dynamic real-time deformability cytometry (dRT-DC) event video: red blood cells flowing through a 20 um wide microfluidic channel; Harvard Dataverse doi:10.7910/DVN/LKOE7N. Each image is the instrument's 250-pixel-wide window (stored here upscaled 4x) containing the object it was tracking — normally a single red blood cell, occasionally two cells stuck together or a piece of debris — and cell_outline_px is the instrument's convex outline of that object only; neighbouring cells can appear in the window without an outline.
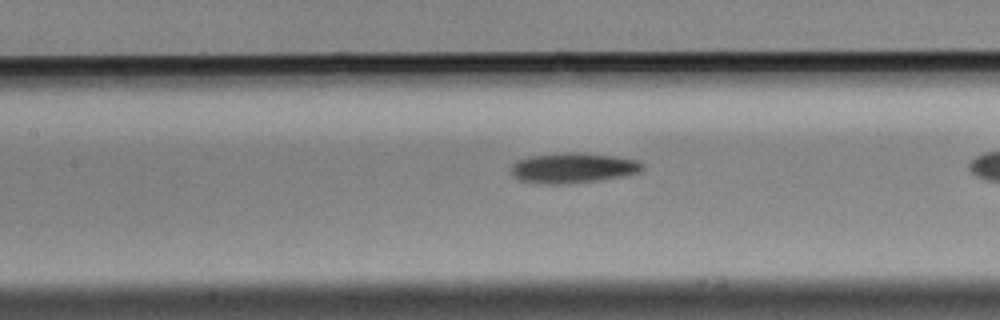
{"species": "Egyptian fruit bat (a non-hibernating species)", "species_latin": "Rousettus aegyptiacus", "temperature_condition": "cold", "stored_images_in_passage": 41, "camera_frame_rate_fps": 3000, "um_per_image_px": 0.085, "animal": {"sex": "male"}, "frame": {"image": 1, "passage_image": 22, "time_ms": 7.0, "image_size_px": [1000, 320], "cell_outline_px": [[644, 168], [640, 172], [600, 180], [568, 184], [540, 184], [516, 180], [512, 176], [512, 164], [516, 160], [528, 156], [556, 152], [580, 152], [616, 156], [636, 160], [644, 164]], "centroid_in_image_um": [48.65, 14.27], "position_along_channel_um": 158.8, "area_um2": 23.64}}
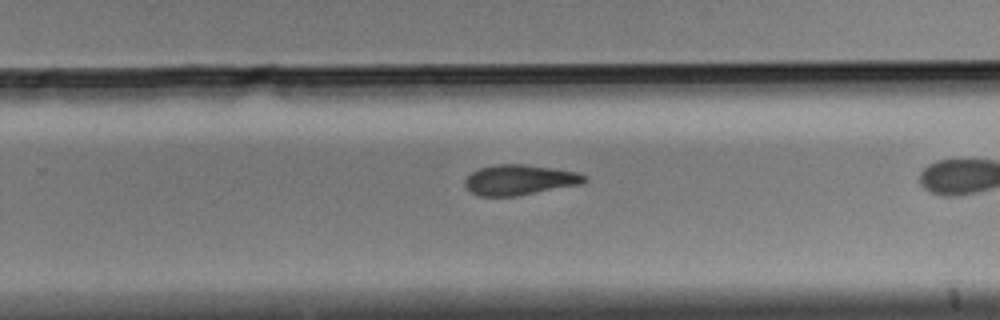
{"frame": {"image": 2, "passage_image": 33, "time_ms": 10.667, "image_size_px": [1000, 320], "cell_outline_px": [[588, 180], [584, 184], [516, 196], [476, 196], [464, 184], [464, 180], [472, 172], [480, 168], [496, 164], [524, 164], [552, 168], [576, 172], [588, 176]], "centroid_in_image_um": [44.2, 15.29], "position_along_channel_um": 285.6, "area_um2": 21.21}}
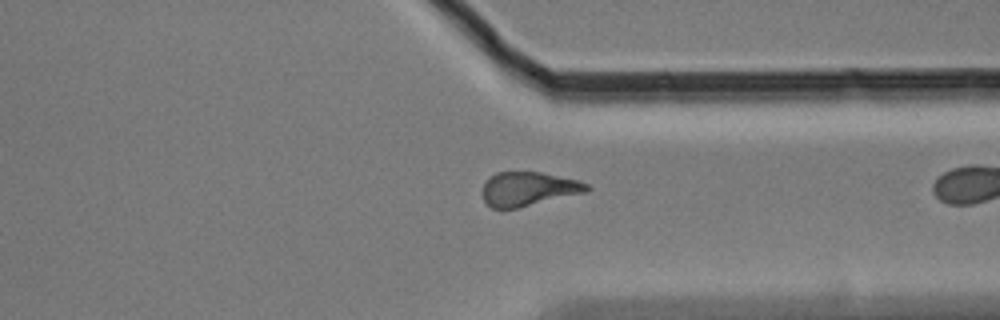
{"frame": {"image": 3, "passage_image": 40, "time_ms": 13.0, "image_size_px": [1000, 320], "cell_outline_px": [[592, 188], [588, 192], [516, 208], [492, 208], [484, 200], [484, 184], [496, 172], [540, 172], [576, 180], [588, 184]], "centroid_in_image_um": [44.96, 16.06], "position_along_channel_um": 366.4, "area_um2": 20.35}}